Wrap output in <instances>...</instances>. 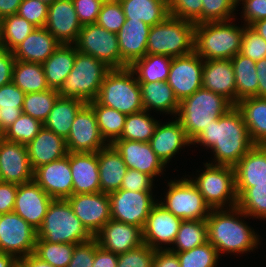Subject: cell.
Wrapping results in <instances>:
<instances>
[{
	"instance_id": "cell-1",
	"label": "cell",
	"mask_w": 266,
	"mask_h": 267,
	"mask_svg": "<svg viewBox=\"0 0 266 267\" xmlns=\"http://www.w3.org/2000/svg\"><path fill=\"white\" fill-rule=\"evenodd\" d=\"M193 143L211 148L216 165L233 167L255 145L235 105L205 128Z\"/></svg>"
},
{
	"instance_id": "cell-2",
	"label": "cell",
	"mask_w": 266,
	"mask_h": 267,
	"mask_svg": "<svg viewBox=\"0 0 266 267\" xmlns=\"http://www.w3.org/2000/svg\"><path fill=\"white\" fill-rule=\"evenodd\" d=\"M228 209L231 212L222 209L210 210L206 219L208 242L217 249L218 253L253 251L259 242L258 235L246 223L238 220V215L246 217L240 208Z\"/></svg>"
},
{
	"instance_id": "cell-3",
	"label": "cell",
	"mask_w": 266,
	"mask_h": 267,
	"mask_svg": "<svg viewBox=\"0 0 266 267\" xmlns=\"http://www.w3.org/2000/svg\"><path fill=\"white\" fill-rule=\"evenodd\" d=\"M233 106L223 95L200 88L179 103L177 118L193 142L205 128Z\"/></svg>"
},
{
	"instance_id": "cell-4",
	"label": "cell",
	"mask_w": 266,
	"mask_h": 267,
	"mask_svg": "<svg viewBox=\"0 0 266 267\" xmlns=\"http://www.w3.org/2000/svg\"><path fill=\"white\" fill-rule=\"evenodd\" d=\"M228 22L195 24L194 51L203 60L232 59L240 53L245 26L240 28Z\"/></svg>"
},
{
	"instance_id": "cell-5",
	"label": "cell",
	"mask_w": 266,
	"mask_h": 267,
	"mask_svg": "<svg viewBox=\"0 0 266 267\" xmlns=\"http://www.w3.org/2000/svg\"><path fill=\"white\" fill-rule=\"evenodd\" d=\"M37 238L50 243L81 244L93 236L74 214L67 199H53L37 230Z\"/></svg>"
},
{
	"instance_id": "cell-6",
	"label": "cell",
	"mask_w": 266,
	"mask_h": 267,
	"mask_svg": "<svg viewBox=\"0 0 266 267\" xmlns=\"http://www.w3.org/2000/svg\"><path fill=\"white\" fill-rule=\"evenodd\" d=\"M129 68L111 69L105 76L96 101L125 115L144 110L137 76Z\"/></svg>"
},
{
	"instance_id": "cell-7",
	"label": "cell",
	"mask_w": 266,
	"mask_h": 267,
	"mask_svg": "<svg viewBox=\"0 0 266 267\" xmlns=\"http://www.w3.org/2000/svg\"><path fill=\"white\" fill-rule=\"evenodd\" d=\"M195 24L168 15L161 23L152 26L147 40V54L166 55L171 58L194 51Z\"/></svg>"
},
{
	"instance_id": "cell-8",
	"label": "cell",
	"mask_w": 266,
	"mask_h": 267,
	"mask_svg": "<svg viewBox=\"0 0 266 267\" xmlns=\"http://www.w3.org/2000/svg\"><path fill=\"white\" fill-rule=\"evenodd\" d=\"M111 70L103 61L79 52L73 68L58 90L60 97L76 98L88 103L96 99L106 74Z\"/></svg>"
},
{
	"instance_id": "cell-9",
	"label": "cell",
	"mask_w": 266,
	"mask_h": 267,
	"mask_svg": "<svg viewBox=\"0 0 266 267\" xmlns=\"http://www.w3.org/2000/svg\"><path fill=\"white\" fill-rule=\"evenodd\" d=\"M205 166L206 170L196 180L190 179L200 191L205 203L210 209H223L226 201L230 208L237 207L234 167L213 163H205Z\"/></svg>"
},
{
	"instance_id": "cell-10",
	"label": "cell",
	"mask_w": 266,
	"mask_h": 267,
	"mask_svg": "<svg viewBox=\"0 0 266 267\" xmlns=\"http://www.w3.org/2000/svg\"><path fill=\"white\" fill-rule=\"evenodd\" d=\"M168 184L166 202H160L166 210L182 220L207 219L211 209L190 179L171 180Z\"/></svg>"
},
{
	"instance_id": "cell-11",
	"label": "cell",
	"mask_w": 266,
	"mask_h": 267,
	"mask_svg": "<svg viewBox=\"0 0 266 267\" xmlns=\"http://www.w3.org/2000/svg\"><path fill=\"white\" fill-rule=\"evenodd\" d=\"M74 44L79 52L103 61L111 69H121V54L116 33L109 32L96 23L84 25Z\"/></svg>"
},
{
	"instance_id": "cell-12",
	"label": "cell",
	"mask_w": 266,
	"mask_h": 267,
	"mask_svg": "<svg viewBox=\"0 0 266 267\" xmlns=\"http://www.w3.org/2000/svg\"><path fill=\"white\" fill-rule=\"evenodd\" d=\"M108 195L112 220L131 224L143 230L149 212L156 204L151 191L119 189Z\"/></svg>"
},
{
	"instance_id": "cell-13",
	"label": "cell",
	"mask_w": 266,
	"mask_h": 267,
	"mask_svg": "<svg viewBox=\"0 0 266 267\" xmlns=\"http://www.w3.org/2000/svg\"><path fill=\"white\" fill-rule=\"evenodd\" d=\"M36 238L37 231L18 214L0 215V252L27 256L34 252Z\"/></svg>"
},
{
	"instance_id": "cell-14",
	"label": "cell",
	"mask_w": 266,
	"mask_h": 267,
	"mask_svg": "<svg viewBox=\"0 0 266 267\" xmlns=\"http://www.w3.org/2000/svg\"><path fill=\"white\" fill-rule=\"evenodd\" d=\"M65 142L71 153L98 152L109 145L102 137L95 112L88 103L76 114Z\"/></svg>"
},
{
	"instance_id": "cell-15",
	"label": "cell",
	"mask_w": 266,
	"mask_h": 267,
	"mask_svg": "<svg viewBox=\"0 0 266 267\" xmlns=\"http://www.w3.org/2000/svg\"><path fill=\"white\" fill-rule=\"evenodd\" d=\"M204 60L193 51L172 58L167 83L179 103L202 88Z\"/></svg>"
},
{
	"instance_id": "cell-16",
	"label": "cell",
	"mask_w": 266,
	"mask_h": 267,
	"mask_svg": "<svg viewBox=\"0 0 266 267\" xmlns=\"http://www.w3.org/2000/svg\"><path fill=\"white\" fill-rule=\"evenodd\" d=\"M67 200L74 214L93 237L112 219L110 199L106 193L72 194Z\"/></svg>"
},
{
	"instance_id": "cell-17",
	"label": "cell",
	"mask_w": 266,
	"mask_h": 267,
	"mask_svg": "<svg viewBox=\"0 0 266 267\" xmlns=\"http://www.w3.org/2000/svg\"><path fill=\"white\" fill-rule=\"evenodd\" d=\"M51 198L67 199L72 195L73 181L70 152L62 159L39 166L33 179Z\"/></svg>"
},
{
	"instance_id": "cell-18",
	"label": "cell",
	"mask_w": 266,
	"mask_h": 267,
	"mask_svg": "<svg viewBox=\"0 0 266 267\" xmlns=\"http://www.w3.org/2000/svg\"><path fill=\"white\" fill-rule=\"evenodd\" d=\"M51 198L34 180L18 184L13 212L21 216L36 231L41 227Z\"/></svg>"
},
{
	"instance_id": "cell-19",
	"label": "cell",
	"mask_w": 266,
	"mask_h": 267,
	"mask_svg": "<svg viewBox=\"0 0 266 267\" xmlns=\"http://www.w3.org/2000/svg\"><path fill=\"white\" fill-rule=\"evenodd\" d=\"M0 172L3 182L25 184L33 181L27 145L3 139L0 142Z\"/></svg>"
},
{
	"instance_id": "cell-20",
	"label": "cell",
	"mask_w": 266,
	"mask_h": 267,
	"mask_svg": "<svg viewBox=\"0 0 266 267\" xmlns=\"http://www.w3.org/2000/svg\"><path fill=\"white\" fill-rule=\"evenodd\" d=\"M182 219L156 203L147 217L143 232V243L155 250H160V243H174Z\"/></svg>"
},
{
	"instance_id": "cell-21",
	"label": "cell",
	"mask_w": 266,
	"mask_h": 267,
	"mask_svg": "<svg viewBox=\"0 0 266 267\" xmlns=\"http://www.w3.org/2000/svg\"><path fill=\"white\" fill-rule=\"evenodd\" d=\"M45 28L61 44H74L82 28L72 0H55L48 7Z\"/></svg>"
},
{
	"instance_id": "cell-22",
	"label": "cell",
	"mask_w": 266,
	"mask_h": 267,
	"mask_svg": "<svg viewBox=\"0 0 266 267\" xmlns=\"http://www.w3.org/2000/svg\"><path fill=\"white\" fill-rule=\"evenodd\" d=\"M94 238L102 249L117 255L143 244L141 228L112 219L102 227Z\"/></svg>"
},
{
	"instance_id": "cell-23",
	"label": "cell",
	"mask_w": 266,
	"mask_h": 267,
	"mask_svg": "<svg viewBox=\"0 0 266 267\" xmlns=\"http://www.w3.org/2000/svg\"><path fill=\"white\" fill-rule=\"evenodd\" d=\"M111 145L121 155L127 168L147 174L152 179L162 173L165 165L149 142L115 140Z\"/></svg>"
},
{
	"instance_id": "cell-24",
	"label": "cell",
	"mask_w": 266,
	"mask_h": 267,
	"mask_svg": "<svg viewBox=\"0 0 266 267\" xmlns=\"http://www.w3.org/2000/svg\"><path fill=\"white\" fill-rule=\"evenodd\" d=\"M150 26L141 20L126 19L117 33L121 54V69L130 67L147 54V40Z\"/></svg>"
},
{
	"instance_id": "cell-25",
	"label": "cell",
	"mask_w": 266,
	"mask_h": 267,
	"mask_svg": "<svg viewBox=\"0 0 266 267\" xmlns=\"http://www.w3.org/2000/svg\"><path fill=\"white\" fill-rule=\"evenodd\" d=\"M202 88L223 95L236 104V84L231 59L205 60Z\"/></svg>"
},
{
	"instance_id": "cell-26",
	"label": "cell",
	"mask_w": 266,
	"mask_h": 267,
	"mask_svg": "<svg viewBox=\"0 0 266 267\" xmlns=\"http://www.w3.org/2000/svg\"><path fill=\"white\" fill-rule=\"evenodd\" d=\"M70 168L72 194L101 192L97 152H70Z\"/></svg>"
},
{
	"instance_id": "cell-27",
	"label": "cell",
	"mask_w": 266,
	"mask_h": 267,
	"mask_svg": "<svg viewBox=\"0 0 266 267\" xmlns=\"http://www.w3.org/2000/svg\"><path fill=\"white\" fill-rule=\"evenodd\" d=\"M60 45L45 27L35 28L12 53L16 60L43 64Z\"/></svg>"
},
{
	"instance_id": "cell-28",
	"label": "cell",
	"mask_w": 266,
	"mask_h": 267,
	"mask_svg": "<svg viewBox=\"0 0 266 267\" xmlns=\"http://www.w3.org/2000/svg\"><path fill=\"white\" fill-rule=\"evenodd\" d=\"M27 150L33 170L54 160L62 159L68 153L65 139L45 127L27 145Z\"/></svg>"
},
{
	"instance_id": "cell-29",
	"label": "cell",
	"mask_w": 266,
	"mask_h": 267,
	"mask_svg": "<svg viewBox=\"0 0 266 267\" xmlns=\"http://www.w3.org/2000/svg\"><path fill=\"white\" fill-rule=\"evenodd\" d=\"M149 143L164 165L174 154L176 155V152L182 146L192 144L177 118L173 122H168L164 125L158 123Z\"/></svg>"
},
{
	"instance_id": "cell-30",
	"label": "cell",
	"mask_w": 266,
	"mask_h": 267,
	"mask_svg": "<svg viewBox=\"0 0 266 267\" xmlns=\"http://www.w3.org/2000/svg\"><path fill=\"white\" fill-rule=\"evenodd\" d=\"M236 187L266 184V146L254 145L234 166Z\"/></svg>"
},
{
	"instance_id": "cell-31",
	"label": "cell",
	"mask_w": 266,
	"mask_h": 267,
	"mask_svg": "<svg viewBox=\"0 0 266 267\" xmlns=\"http://www.w3.org/2000/svg\"><path fill=\"white\" fill-rule=\"evenodd\" d=\"M97 156L101 192L118 191L128 170L123 158L112 145L99 150Z\"/></svg>"
},
{
	"instance_id": "cell-32",
	"label": "cell",
	"mask_w": 266,
	"mask_h": 267,
	"mask_svg": "<svg viewBox=\"0 0 266 267\" xmlns=\"http://www.w3.org/2000/svg\"><path fill=\"white\" fill-rule=\"evenodd\" d=\"M255 145L266 146V98L249 97L235 104Z\"/></svg>"
},
{
	"instance_id": "cell-33",
	"label": "cell",
	"mask_w": 266,
	"mask_h": 267,
	"mask_svg": "<svg viewBox=\"0 0 266 267\" xmlns=\"http://www.w3.org/2000/svg\"><path fill=\"white\" fill-rule=\"evenodd\" d=\"M76 47L61 44L42 64L49 88L59 90L73 68Z\"/></svg>"
},
{
	"instance_id": "cell-34",
	"label": "cell",
	"mask_w": 266,
	"mask_h": 267,
	"mask_svg": "<svg viewBox=\"0 0 266 267\" xmlns=\"http://www.w3.org/2000/svg\"><path fill=\"white\" fill-rule=\"evenodd\" d=\"M85 104L80 99L59 96L43 123V127L66 139L76 114Z\"/></svg>"
},
{
	"instance_id": "cell-35",
	"label": "cell",
	"mask_w": 266,
	"mask_h": 267,
	"mask_svg": "<svg viewBox=\"0 0 266 267\" xmlns=\"http://www.w3.org/2000/svg\"><path fill=\"white\" fill-rule=\"evenodd\" d=\"M144 110L176 114L179 110V101L167 82H139Z\"/></svg>"
},
{
	"instance_id": "cell-36",
	"label": "cell",
	"mask_w": 266,
	"mask_h": 267,
	"mask_svg": "<svg viewBox=\"0 0 266 267\" xmlns=\"http://www.w3.org/2000/svg\"><path fill=\"white\" fill-rule=\"evenodd\" d=\"M126 19L141 20L150 27L161 23L168 15L167 0H119Z\"/></svg>"
},
{
	"instance_id": "cell-37",
	"label": "cell",
	"mask_w": 266,
	"mask_h": 267,
	"mask_svg": "<svg viewBox=\"0 0 266 267\" xmlns=\"http://www.w3.org/2000/svg\"><path fill=\"white\" fill-rule=\"evenodd\" d=\"M236 84V103L249 97H258L256 61L240 53L231 59Z\"/></svg>"
},
{
	"instance_id": "cell-38",
	"label": "cell",
	"mask_w": 266,
	"mask_h": 267,
	"mask_svg": "<svg viewBox=\"0 0 266 267\" xmlns=\"http://www.w3.org/2000/svg\"><path fill=\"white\" fill-rule=\"evenodd\" d=\"M12 82L25 94L50 89L41 63L16 60L13 66Z\"/></svg>"
},
{
	"instance_id": "cell-39",
	"label": "cell",
	"mask_w": 266,
	"mask_h": 267,
	"mask_svg": "<svg viewBox=\"0 0 266 267\" xmlns=\"http://www.w3.org/2000/svg\"><path fill=\"white\" fill-rule=\"evenodd\" d=\"M172 58L166 55L146 54L129 68L137 75L138 82H166Z\"/></svg>"
},
{
	"instance_id": "cell-40",
	"label": "cell",
	"mask_w": 266,
	"mask_h": 267,
	"mask_svg": "<svg viewBox=\"0 0 266 267\" xmlns=\"http://www.w3.org/2000/svg\"><path fill=\"white\" fill-rule=\"evenodd\" d=\"M24 96L12 81L0 87V129L3 132L22 114Z\"/></svg>"
},
{
	"instance_id": "cell-41",
	"label": "cell",
	"mask_w": 266,
	"mask_h": 267,
	"mask_svg": "<svg viewBox=\"0 0 266 267\" xmlns=\"http://www.w3.org/2000/svg\"><path fill=\"white\" fill-rule=\"evenodd\" d=\"M97 118V125L104 140L111 145L121 137L127 115L110 107L99 104L96 100L89 101Z\"/></svg>"
},
{
	"instance_id": "cell-42",
	"label": "cell",
	"mask_w": 266,
	"mask_h": 267,
	"mask_svg": "<svg viewBox=\"0 0 266 267\" xmlns=\"http://www.w3.org/2000/svg\"><path fill=\"white\" fill-rule=\"evenodd\" d=\"M208 242L206 220H182L176 239L173 244L177 249H169L172 252L189 251Z\"/></svg>"
},
{
	"instance_id": "cell-43",
	"label": "cell",
	"mask_w": 266,
	"mask_h": 267,
	"mask_svg": "<svg viewBox=\"0 0 266 267\" xmlns=\"http://www.w3.org/2000/svg\"><path fill=\"white\" fill-rule=\"evenodd\" d=\"M237 207L246 216L266 219V184H254L253 187H236Z\"/></svg>"
},
{
	"instance_id": "cell-44",
	"label": "cell",
	"mask_w": 266,
	"mask_h": 267,
	"mask_svg": "<svg viewBox=\"0 0 266 267\" xmlns=\"http://www.w3.org/2000/svg\"><path fill=\"white\" fill-rule=\"evenodd\" d=\"M158 121L149 116L146 110L127 115L121 137L116 140L150 142Z\"/></svg>"
},
{
	"instance_id": "cell-45",
	"label": "cell",
	"mask_w": 266,
	"mask_h": 267,
	"mask_svg": "<svg viewBox=\"0 0 266 267\" xmlns=\"http://www.w3.org/2000/svg\"><path fill=\"white\" fill-rule=\"evenodd\" d=\"M77 244L50 243L36 238L33 254L54 267H67Z\"/></svg>"
},
{
	"instance_id": "cell-46",
	"label": "cell",
	"mask_w": 266,
	"mask_h": 267,
	"mask_svg": "<svg viewBox=\"0 0 266 267\" xmlns=\"http://www.w3.org/2000/svg\"><path fill=\"white\" fill-rule=\"evenodd\" d=\"M58 97V90L51 88L42 92L27 93L24 96L22 113L44 123Z\"/></svg>"
},
{
	"instance_id": "cell-47",
	"label": "cell",
	"mask_w": 266,
	"mask_h": 267,
	"mask_svg": "<svg viewBox=\"0 0 266 267\" xmlns=\"http://www.w3.org/2000/svg\"><path fill=\"white\" fill-rule=\"evenodd\" d=\"M36 27L18 14L3 19L2 42L5 50L12 51L22 43Z\"/></svg>"
},
{
	"instance_id": "cell-48",
	"label": "cell",
	"mask_w": 266,
	"mask_h": 267,
	"mask_svg": "<svg viewBox=\"0 0 266 267\" xmlns=\"http://www.w3.org/2000/svg\"><path fill=\"white\" fill-rule=\"evenodd\" d=\"M43 128V123L30 115L22 113L20 117L4 131V139L28 145Z\"/></svg>"
},
{
	"instance_id": "cell-49",
	"label": "cell",
	"mask_w": 266,
	"mask_h": 267,
	"mask_svg": "<svg viewBox=\"0 0 266 267\" xmlns=\"http://www.w3.org/2000/svg\"><path fill=\"white\" fill-rule=\"evenodd\" d=\"M180 262V267H215L220 254L210 243L195 247L189 251L174 252Z\"/></svg>"
},
{
	"instance_id": "cell-50",
	"label": "cell",
	"mask_w": 266,
	"mask_h": 267,
	"mask_svg": "<svg viewBox=\"0 0 266 267\" xmlns=\"http://www.w3.org/2000/svg\"><path fill=\"white\" fill-rule=\"evenodd\" d=\"M126 21L119 0H105L101 6L96 24L109 32L118 33Z\"/></svg>"
},
{
	"instance_id": "cell-51",
	"label": "cell",
	"mask_w": 266,
	"mask_h": 267,
	"mask_svg": "<svg viewBox=\"0 0 266 267\" xmlns=\"http://www.w3.org/2000/svg\"><path fill=\"white\" fill-rule=\"evenodd\" d=\"M202 23L231 21V13L237 5L236 0H202Z\"/></svg>"
},
{
	"instance_id": "cell-52",
	"label": "cell",
	"mask_w": 266,
	"mask_h": 267,
	"mask_svg": "<svg viewBox=\"0 0 266 267\" xmlns=\"http://www.w3.org/2000/svg\"><path fill=\"white\" fill-rule=\"evenodd\" d=\"M169 15L190 21L202 23V0H167Z\"/></svg>"
},
{
	"instance_id": "cell-53",
	"label": "cell",
	"mask_w": 266,
	"mask_h": 267,
	"mask_svg": "<svg viewBox=\"0 0 266 267\" xmlns=\"http://www.w3.org/2000/svg\"><path fill=\"white\" fill-rule=\"evenodd\" d=\"M240 54L254 61L266 59V41L250 26L243 32Z\"/></svg>"
},
{
	"instance_id": "cell-54",
	"label": "cell",
	"mask_w": 266,
	"mask_h": 267,
	"mask_svg": "<svg viewBox=\"0 0 266 267\" xmlns=\"http://www.w3.org/2000/svg\"><path fill=\"white\" fill-rule=\"evenodd\" d=\"M155 249L147 244L118 255L117 267H153Z\"/></svg>"
},
{
	"instance_id": "cell-55",
	"label": "cell",
	"mask_w": 266,
	"mask_h": 267,
	"mask_svg": "<svg viewBox=\"0 0 266 267\" xmlns=\"http://www.w3.org/2000/svg\"><path fill=\"white\" fill-rule=\"evenodd\" d=\"M48 5L40 0H23L17 14L25 18L36 28L45 27L48 16Z\"/></svg>"
},
{
	"instance_id": "cell-56",
	"label": "cell",
	"mask_w": 266,
	"mask_h": 267,
	"mask_svg": "<svg viewBox=\"0 0 266 267\" xmlns=\"http://www.w3.org/2000/svg\"><path fill=\"white\" fill-rule=\"evenodd\" d=\"M98 246V241L94 237L90 241L77 244L67 267H92L95 249Z\"/></svg>"
},
{
	"instance_id": "cell-57",
	"label": "cell",
	"mask_w": 266,
	"mask_h": 267,
	"mask_svg": "<svg viewBox=\"0 0 266 267\" xmlns=\"http://www.w3.org/2000/svg\"><path fill=\"white\" fill-rule=\"evenodd\" d=\"M105 0H72L82 26L94 24Z\"/></svg>"
},
{
	"instance_id": "cell-58",
	"label": "cell",
	"mask_w": 266,
	"mask_h": 267,
	"mask_svg": "<svg viewBox=\"0 0 266 267\" xmlns=\"http://www.w3.org/2000/svg\"><path fill=\"white\" fill-rule=\"evenodd\" d=\"M153 179L140 171L128 168L120 189L130 191H151Z\"/></svg>"
},
{
	"instance_id": "cell-59",
	"label": "cell",
	"mask_w": 266,
	"mask_h": 267,
	"mask_svg": "<svg viewBox=\"0 0 266 267\" xmlns=\"http://www.w3.org/2000/svg\"><path fill=\"white\" fill-rule=\"evenodd\" d=\"M244 1V2H243ZM244 5V20L246 26H251L258 20L266 19V0H242Z\"/></svg>"
},
{
	"instance_id": "cell-60",
	"label": "cell",
	"mask_w": 266,
	"mask_h": 267,
	"mask_svg": "<svg viewBox=\"0 0 266 267\" xmlns=\"http://www.w3.org/2000/svg\"><path fill=\"white\" fill-rule=\"evenodd\" d=\"M17 190L18 184L16 183L0 184V215L13 212Z\"/></svg>"
},
{
	"instance_id": "cell-61",
	"label": "cell",
	"mask_w": 266,
	"mask_h": 267,
	"mask_svg": "<svg viewBox=\"0 0 266 267\" xmlns=\"http://www.w3.org/2000/svg\"><path fill=\"white\" fill-rule=\"evenodd\" d=\"M15 61L12 51L4 49L0 53V87L12 81Z\"/></svg>"
},
{
	"instance_id": "cell-62",
	"label": "cell",
	"mask_w": 266,
	"mask_h": 267,
	"mask_svg": "<svg viewBox=\"0 0 266 267\" xmlns=\"http://www.w3.org/2000/svg\"><path fill=\"white\" fill-rule=\"evenodd\" d=\"M153 267H180L177 254L169 249L155 250Z\"/></svg>"
},
{
	"instance_id": "cell-63",
	"label": "cell",
	"mask_w": 266,
	"mask_h": 267,
	"mask_svg": "<svg viewBox=\"0 0 266 267\" xmlns=\"http://www.w3.org/2000/svg\"><path fill=\"white\" fill-rule=\"evenodd\" d=\"M118 255L106 251L98 246L95 249V256L92 267H117Z\"/></svg>"
},
{
	"instance_id": "cell-64",
	"label": "cell",
	"mask_w": 266,
	"mask_h": 267,
	"mask_svg": "<svg viewBox=\"0 0 266 267\" xmlns=\"http://www.w3.org/2000/svg\"><path fill=\"white\" fill-rule=\"evenodd\" d=\"M256 73L258 74V97L266 98V59L256 61Z\"/></svg>"
},
{
	"instance_id": "cell-65",
	"label": "cell",
	"mask_w": 266,
	"mask_h": 267,
	"mask_svg": "<svg viewBox=\"0 0 266 267\" xmlns=\"http://www.w3.org/2000/svg\"><path fill=\"white\" fill-rule=\"evenodd\" d=\"M22 1L23 0H0V16L4 18L17 14Z\"/></svg>"
},
{
	"instance_id": "cell-66",
	"label": "cell",
	"mask_w": 266,
	"mask_h": 267,
	"mask_svg": "<svg viewBox=\"0 0 266 267\" xmlns=\"http://www.w3.org/2000/svg\"><path fill=\"white\" fill-rule=\"evenodd\" d=\"M19 267H54L48 262L39 259L36 255L28 254L19 258Z\"/></svg>"
},
{
	"instance_id": "cell-67",
	"label": "cell",
	"mask_w": 266,
	"mask_h": 267,
	"mask_svg": "<svg viewBox=\"0 0 266 267\" xmlns=\"http://www.w3.org/2000/svg\"><path fill=\"white\" fill-rule=\"evenodd\" d=\"M0 267H19V258L9 253L0 252Z\"/></svg>"
},
{
	"instance_id": "cell-68",
	"label": "cell",
	"mask_w": 266,
	"mask_h": 267,
	"mask_svg": "<svg viewBox=\"0 0 266 267\" xmlns=\"http://www.w3.org/2000/svg\"><path fill=\"white\" fill-rule=\"evenodd\" d=\"M250 27L266 41V19L258 20Z\"/></svg>"
},
{
	"instance_id": "cell-69",
	"label": "cell",
	"mask_w": 266,
	"mask_h": 267,
	"mask_svg": "<svg viewBox=\"0 0 266 267\" xmlns=\"http://www.w3.org/2000/svg\"><path fill=\"white\" fill-rule=\"evenodd\" d=\"M3 17L0 16V43L2 42V35H3Z\"/></svg>"
},
{
	"instance_id": "cell-70",
	"label": "cell",
	"mask_w": 266,
	"mask_h": 267,
	"mask_svg": "<svg viewBox=\"0 0 266 267\" xmlns=\"http://www.w3.org/2000/svg\"><path fill=\"white\" fill-rule=\"evenodd\" d=\"M41 2L47 4L48 6L51 5L55 0H40Z\"/></svg>"
},
{
	"instance_id": "cell-71",
	"label": "cell",
	"mask_w": 266,
	"mask_h": 267,
	"mask_svg": "<svg viewBox=\"0 0 266 267\" xmlns=\"http://www.w3.org/2000/svg\"><path fill=\"white\" fill-rule=\"evenodd\" d=\"M4 139V132L0 129V142Z\"/></svg>"
},
{
	"instance_id": "cell-72",
	"label": "cell",
	"mask_w": 266,
	"mask_h": 267,
	"mask_svg": "<svg viewBox=\"0 0 266 267\" xmlns=\"http://www.w3.org/2000/svg\"><path fill=\"white\" fill-rule=\"evenodd\" d=\"M4 50L3 45L0 43V53Z\"/></svg>"
},
{
	"instance_id": "cell-73",
	"label": "cell",
	"mask_w": 266,
	"mask_h": 267,
	"mask_svg": "<svg viewBox=\"0 0 266 267\" xmlns=\"http://www.w3.org/2000/svg\"><path fill=\"white\" fill-rule=\"evenodd\" d=\"M3 183V179H2V176H1V172H0V184Z\"/></svg>"
}]
</instances>
